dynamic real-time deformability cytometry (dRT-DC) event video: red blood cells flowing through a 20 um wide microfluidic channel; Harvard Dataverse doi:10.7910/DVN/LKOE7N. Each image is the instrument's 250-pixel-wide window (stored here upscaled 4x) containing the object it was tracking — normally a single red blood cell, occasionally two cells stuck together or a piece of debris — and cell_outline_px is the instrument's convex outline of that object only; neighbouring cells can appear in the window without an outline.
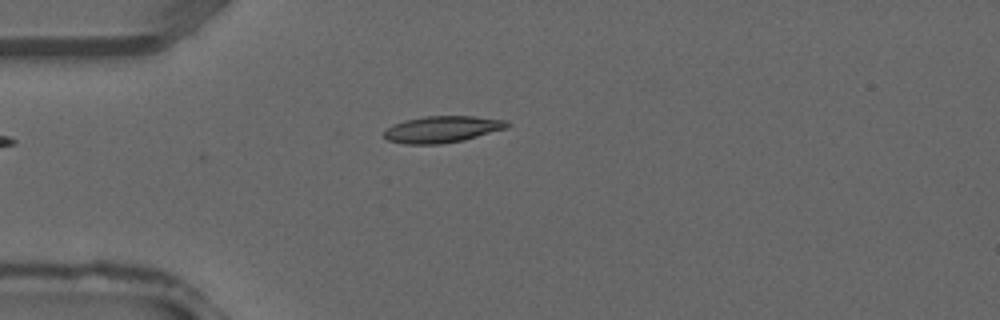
{"species": "common noctule bat (a hibernating species)", "species_latin": "Nyctalus noctula", "temperature_condition": "warm", "stored_images_in_passage": 29, "camera_frame_rate_fps": 3000, "um_per_image_px": 0.085, "animal": {"sex": "male", "forearm_length_mm": 52.5}, "frame": {"image": 1, "passage_image": 1, "time_ms": 0.0, "image_size_px": [1000, 320], "cell_outline_px": [[508, 124], [504, 128], [464, 140], [440, 144], [404, 144], [388, 140], [384, 136], [384, 132], [392, 124], [404, 120], [424, 116], [472, 116], [508, 120]], "centroid_in_image_um": [37.53, 10.98], "position_along_channel_um": 47.5, "area_um2": 18.9}}
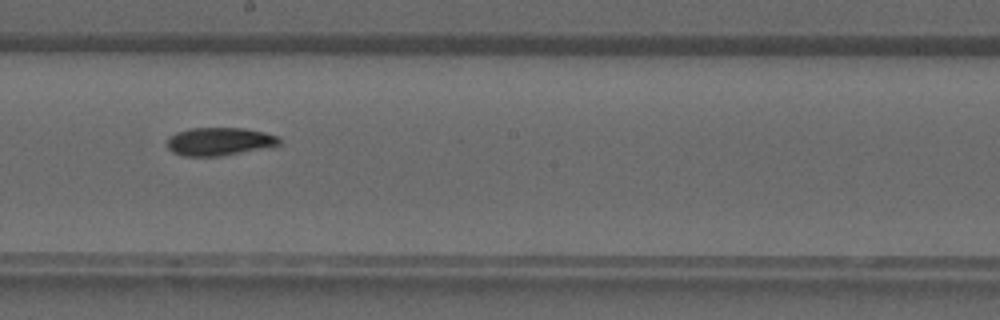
{"frame": {"image": 2, "passage_image": 12, "time_ms": 3.667, "image_size_px": [1000, 320], "cell_outline_px": [[280, 144], [220, 156], [184, 156], [172, 152], [168, 148], [168, 136], [176, 132], [188, 128], [244, 128], [264, 132], [280, 136]], "centroid_in_image_um": [18.6, 12.01], "position_along_channel_um": 229.6, "area_um2": 18.21}}
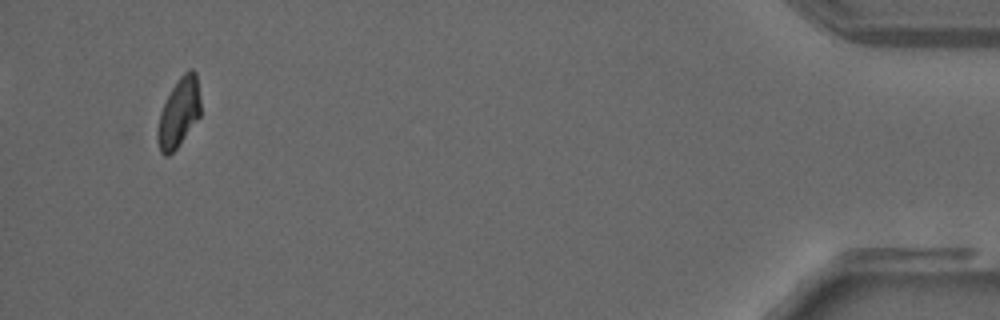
{"frame": {"image": 3, "passage_image": 27, "time_ms": 8.667, "image_size_px": [1000, 320], "cell_outline_px": [[200, 116], [176, 148], [168, 156], [164, 156], [160, 152], [156, 136], [156, 132], [160, 112], [172, 88], [180, 76], [188, 68], [192, 68], [196, 72], [200, 100]], "centroid_in_image_um": [15.19, 9.57], "position_along_channel_um": 420.0, "area_um2": 17.22}}